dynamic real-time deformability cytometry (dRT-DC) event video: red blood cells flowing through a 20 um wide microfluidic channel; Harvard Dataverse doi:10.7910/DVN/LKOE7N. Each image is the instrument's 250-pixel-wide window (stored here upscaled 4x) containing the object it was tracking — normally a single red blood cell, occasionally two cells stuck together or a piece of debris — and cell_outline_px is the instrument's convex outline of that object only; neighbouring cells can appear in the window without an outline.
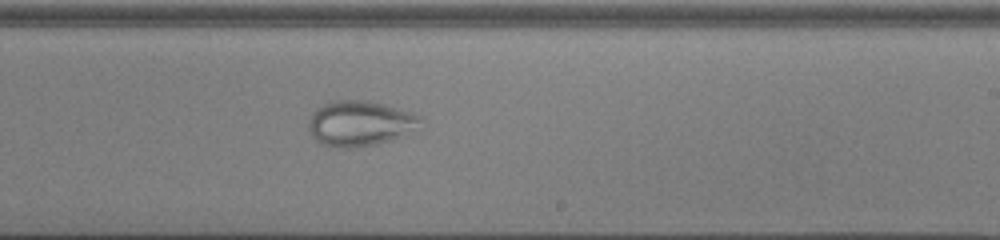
{"species": "common noctule bat (a hibernating species)", "species_latin": "Nyctalus noctula", "temperature_condition": "cold", "stored_images_in_passage": 33, "camera_frame_rate_fps": 3000, "um_per_image_px": 0.085, "animal": {"sex": "male", "body_mass_g": 13.0, "forearm_length_mm": 53.1}, "frame": {"image": 1, "passage_image": 19, "time_ms": 6.0, "image_size_px": [1000, 240], "cell_outline_px": [[420, 120], [392, 140], [376, 144], [356, 148], [344, 148], [320, 144], [312, 136], [308, 128], [308, 120], [312, 112], [316, 108], [332, 100], [368, 100], [412, 112], [420, 116]], "centroid_in_image_um": [30.46, 10.48], "position_along_channel_um": 258.5, "area_um2": 29.02}}
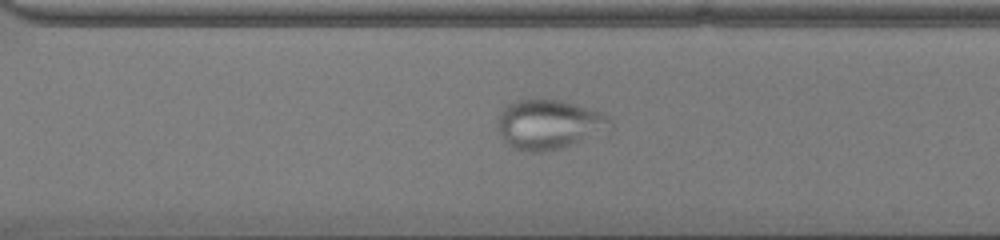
{"frame": {"image": 2, "passage_image": 24, "time_ms": 7.667, "image_size_px": [1000, 240], "cell_outline_px": [[616, 124], [580, 140], [560, 148], [544, 152], [528, 152], [512, 148], [508, 144], [500, 132], [500, 112], [508, 104], [520, 100], [560, 100], [600, 112], [608, 116]], "centroid_in_image_um": [46.65, 10.58], "position_along_channel_um": 324.0, "area_um2": 31.44}}